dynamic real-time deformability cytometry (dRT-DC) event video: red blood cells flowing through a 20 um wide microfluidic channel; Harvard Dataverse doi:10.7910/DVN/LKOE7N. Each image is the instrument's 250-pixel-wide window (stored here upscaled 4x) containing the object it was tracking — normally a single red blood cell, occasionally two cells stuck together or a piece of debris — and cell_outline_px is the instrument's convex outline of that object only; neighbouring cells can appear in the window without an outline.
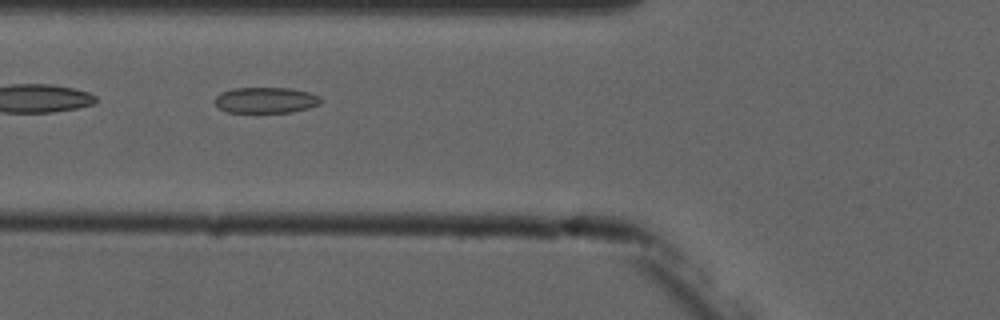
{"species": "common noctule bat (a hibernating species)", "species_latin": "Nyctalus noctula", "temperature_condition": "cold", "stored_images_in_passage": 6, "camera_frame_rate_fps": 3000, "um_per_image_px": 0.085, "animal": {"sex": "male", "forearm_length_mm": 52.5}, "frame": {"image": 1, "passage_image": 6, "time_ms": 6.0, "image_size_px": [1000, 320], "cell_outline_px": [[320, 104], [308, 108], [288, 112], [228, 112], [220, 108], [216, 104], [216, 96], [232, 88], [292, 88], [308, 92], [320, 96]], "centroid_in_image_um": [22.61, 8.51], "position_along_channel_um": 103.2, "area_um2": 15.72}}